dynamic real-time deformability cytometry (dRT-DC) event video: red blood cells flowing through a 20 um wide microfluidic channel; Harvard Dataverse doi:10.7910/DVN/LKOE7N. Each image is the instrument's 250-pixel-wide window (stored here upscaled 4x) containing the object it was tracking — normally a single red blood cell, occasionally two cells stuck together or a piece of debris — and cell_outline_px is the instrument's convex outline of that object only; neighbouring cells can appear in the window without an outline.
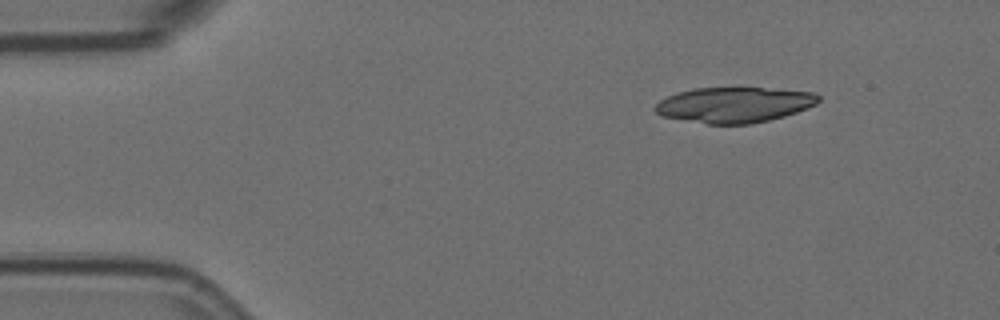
{"species": "Egyptian fruit bat (a non-hibernating species)", "species_latin": "Rousettus aegyptiacus", "temperature_condition": "room temperature", "stored_images_in_passage": 3, "camera_frame_rate_fps": 3000, "um_per_image_px": 0.085, "animal": {"sex": "female"}, "frame": {"image": 1, "passage_image": 1, "time_ms": 0.0, "image_size_px": [1000, 320], "cell_outline_px": [[820, 100], [816, 104], [796, 112], [784, 116], [752, 124], [708, 124], [660, 116], [656, 112], [656, 104], [660, 100], [668, 96], [692, 88], [764, 88], [816, 92], [820, 96]], "centroid_in_image_um": [62.43, 8.91], "position_along_channel_um": 22.6, "area_um2": 33.64}}